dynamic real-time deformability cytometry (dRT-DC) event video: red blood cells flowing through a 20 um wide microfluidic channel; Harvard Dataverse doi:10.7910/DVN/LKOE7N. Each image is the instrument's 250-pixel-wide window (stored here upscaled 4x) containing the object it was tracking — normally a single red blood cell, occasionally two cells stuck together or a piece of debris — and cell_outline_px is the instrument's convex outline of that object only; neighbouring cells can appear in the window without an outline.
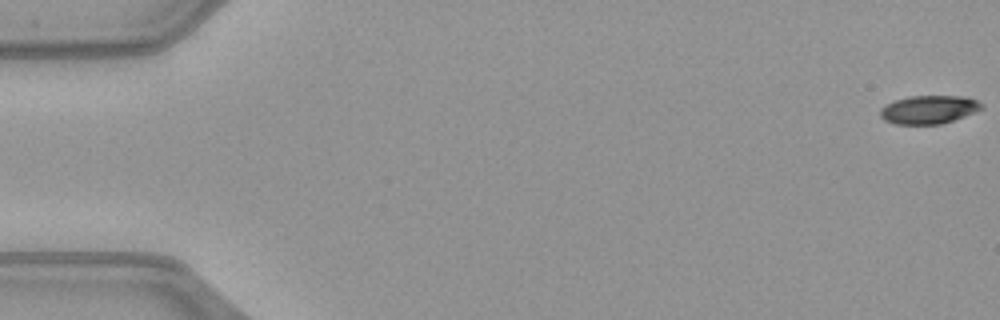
{"species": "common noctule bat (a hibernating species)", "species_latin": "Nyctalus noctula", "temperature_condition": "warm", "stored_images_in_passage": 13, "camera_frame_rate_fps": 3000, "um_per_image_px": 0.085, "animal": {"sex": "female", "body_mass_g": 21.9}, "frame": {"image": 1, "passage_image": 1, "time_ms": 0.0, "image_size_px": [1000, 320], "cell_outline_px": [[984, 108], [976, 112], [944, 124], [896, 124], [884, 120], [880, 116], [880, 108], [896, 100], [908, 96], [968, 96], [984, 104]], "centroid_in_image_um": [79.0, 9.31], "position_along_channel_um": 6.0, "area_um2": 16.94}}